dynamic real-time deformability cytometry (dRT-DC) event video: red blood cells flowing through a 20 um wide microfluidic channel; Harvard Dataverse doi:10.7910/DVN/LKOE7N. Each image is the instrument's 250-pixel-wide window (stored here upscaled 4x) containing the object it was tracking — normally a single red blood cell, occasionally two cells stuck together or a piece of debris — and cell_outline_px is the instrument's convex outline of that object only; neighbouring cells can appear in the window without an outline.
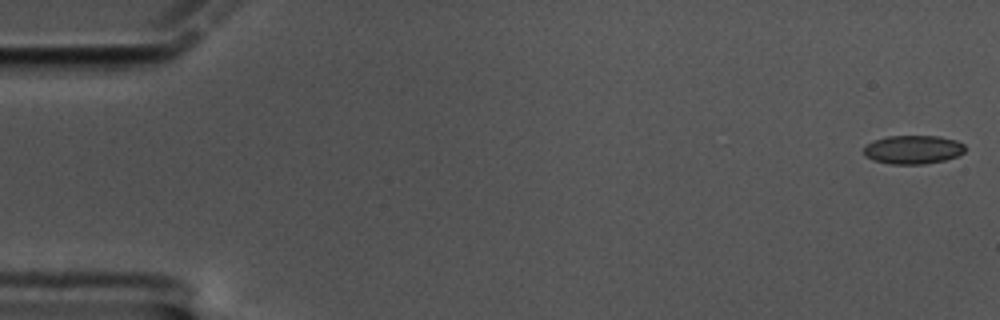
{"species": "common noctule bat (a hibernating species)", "species_latin": "Nyctalus noctula", "temperature_condition": "cold", "stored_images_in_passage": 60, "camera_frame_rate_fps": 3000, "um_per_image_px": 0.085, "animal": {"sex": "male", "body_mass_g": 17.5, "forearm_length_mm": 52.3}, "frame": {"image": 1, "passage_image": 1, "time_ms": 0.0, "image_size_px": [1000, 320], "cell_outline_px": [[964, 152], [956, 156], [944, 160], [924, 164], [888, 164], [872, 160], [864, 156], [864, 144], [872, 140], [888, 136], [940, 136], [956, 140], [964, 144]], "centroid_in_image_um": [77.55, 12.71], "position_along_channel_um": 7.4, "area_um2": 17.11}}
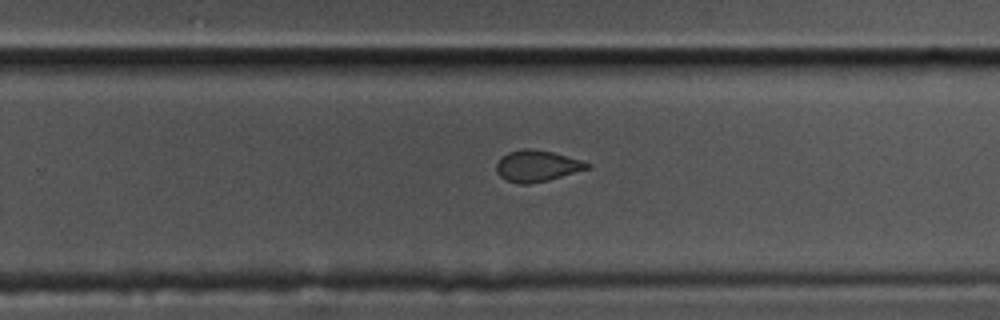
{"frame": {"image": 2, "passage_image": 38, "time_ms": 12.333, "image_size_px": [1000, 320], "cell_outline_px": [[592, 168], [548, 180], [528, 184], [520, 184], [504, 180], [496, 172], [496, 164], [508, 152], [524, 148], [528, 148], [552, 152], [580, 160], [592, 164]], "centroid_in_image_um": [45.66, 14.12], "position_along_channel_um": 284.1, "area_um2": 16.53}}
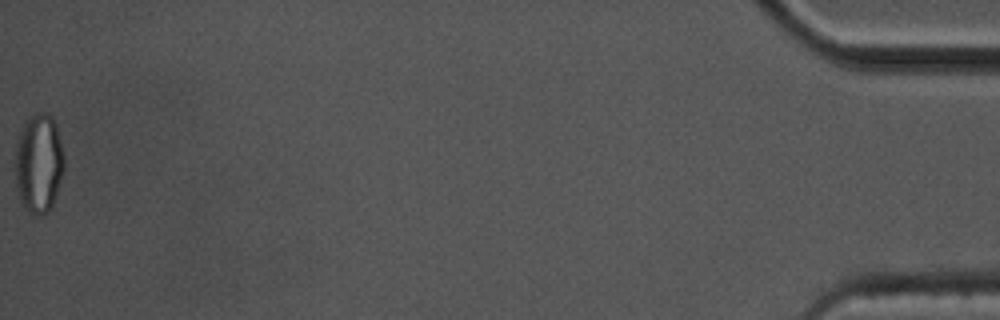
{"frame": {"image": 3, "passage_image": 60, "time_ms": 19.667, "image_size_px": [1000, 320], "cell_outline_px": [[64, 168], [52, 204], [48, 212], [44, 216], [28, 212], [20, 204], [16, 184], [16, 144], [24, 120], [36, 112], [48, 112], [52, 116], [56, 124], [64, 156]], "centroid_in_image_um": [3.28, 13.86], "position_along_channel_um": 431.9, "area_um2": 28.44}, "authors_computed_cell_mechanics": {"area_um2": 17.2244, "velocity_mm_per_s": 3.3712, "shape_relaxation_time_tau1_ms": null, "shape_relaxation_time_tau2_ms": 2.3227, "deformation_change_tau1": null, "deformation_change_tau2": 0.0441}}